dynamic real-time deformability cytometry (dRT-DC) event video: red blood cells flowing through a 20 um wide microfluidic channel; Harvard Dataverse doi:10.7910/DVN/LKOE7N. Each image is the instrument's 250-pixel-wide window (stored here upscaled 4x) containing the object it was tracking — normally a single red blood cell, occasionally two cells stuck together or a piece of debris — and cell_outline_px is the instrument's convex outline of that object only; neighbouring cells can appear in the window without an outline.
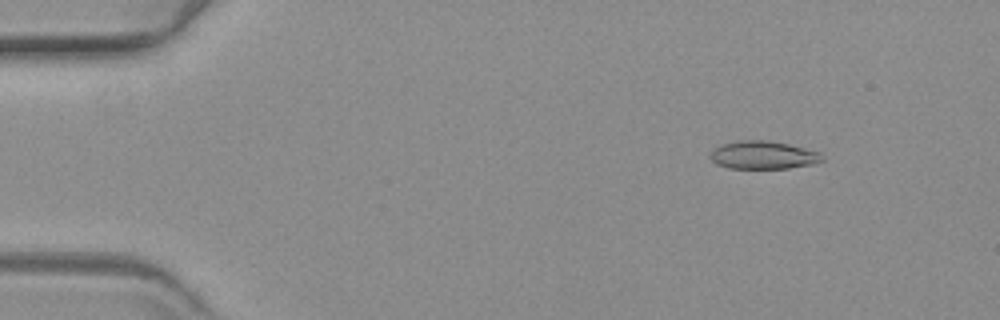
{"species": "common noctule bat (a hibernating species)", "species_latin": "Nyctalus noctula", "temperature_condition": "warm", "stored_images_in_passage": 16, "camera_frame_rate_fps": 3000, "um_per_image_px": 0.085, "animal": {"sex": "female", "body_mass_g": 19.3, "forearm_length_mm": 54.1}, "frame": {"image": 1, "passage_image": 8, "time_ms": 2.333, "image_size_px": [1000, 320], "cell_outline_px": [[824, 160], [812, 164], [788, 168], [728, 168], [716, 164], [712, 160], [712, 152], [716, 148], [724, 144], [740, 140], [764, 140], [788, 144], [820, 152]], "centroid_in_image_um": [64.9, 13.19], "position_along_channel_um": 20.1, "area_um2": 17.92}}